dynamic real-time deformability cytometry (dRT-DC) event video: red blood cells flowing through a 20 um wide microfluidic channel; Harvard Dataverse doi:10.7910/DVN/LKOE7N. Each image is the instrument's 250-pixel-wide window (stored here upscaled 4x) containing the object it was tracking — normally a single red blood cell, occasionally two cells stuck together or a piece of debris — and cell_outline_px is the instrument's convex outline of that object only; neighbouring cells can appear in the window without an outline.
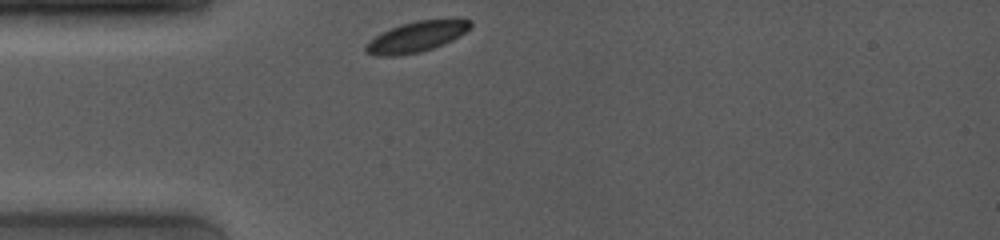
{"species": "common noctule bat (a hibernating species)", "species_latin": "Nyctalus noctula", "temperature_condition": "room temperature", "stored_images_in_passage": 23, "camera_frame_rate_fps": 4000, "um_per_image_px": 0.085, "animal": {"sex": "female", "body_mass_g": 19.0, "forearm_length_mm": 53.3}, "frame": {"image": 1, "passage_image": 1, "time_ms": 0.0, "image_size_px": [1000, 240], "cell_outline_px": [[472, 28], [460, 36], [444, 44], [420, 52], [396, 56], [376, 56], [364, 52], [364, 48], [376, 36], [392, 28], [416, 20], [472, 20]], "centroid_in_image_um": [35.42, 3.14], "position_along_channel_um": 49.6, "area_um2": 18.26}}
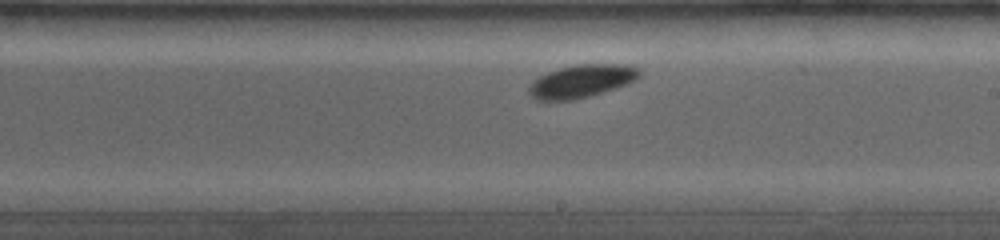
{"frame": {"image": 2, "passage_image": 12, "time_ms": 5.25, "image_size_px": [1000, 240], "cell_outline_px": [[640, 76], [628, 84], [616, 88], [588, 96], [572, 100], [536, 100], [528, 92], [528, 88], [540, 76], [548, 72], [560, 68], [576, 64], [628, 64], [640, 68]], "centroid_in_image_um": [49.48, 6.89], "position_along_channel_um": 239.5, "area_um2": 21.04}}
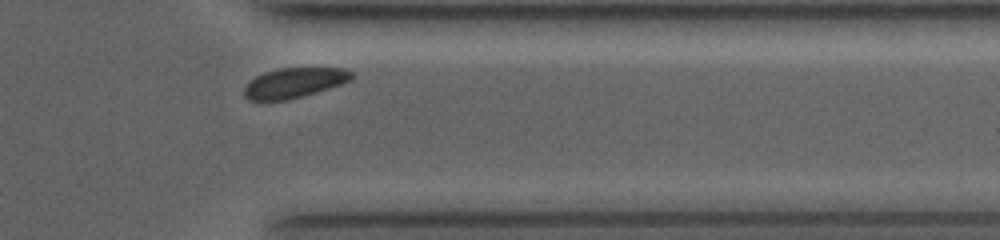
{"frame": {"image": 3, "passage_image": 21, "time_ms": 9.0, "image_size_px": [1000, 240], "cell_outline_px": [[352, 80], [316, 92], [284, 100], [248, 100], [244, 96], [244, 88], [256, 76], [264, 72], [280, 68], [344, 68], [352, 72]], "centroid_in_image_um": [25.0, 7.03], "position_along_channel_um": 386.4, "area_um2": 18.44}}